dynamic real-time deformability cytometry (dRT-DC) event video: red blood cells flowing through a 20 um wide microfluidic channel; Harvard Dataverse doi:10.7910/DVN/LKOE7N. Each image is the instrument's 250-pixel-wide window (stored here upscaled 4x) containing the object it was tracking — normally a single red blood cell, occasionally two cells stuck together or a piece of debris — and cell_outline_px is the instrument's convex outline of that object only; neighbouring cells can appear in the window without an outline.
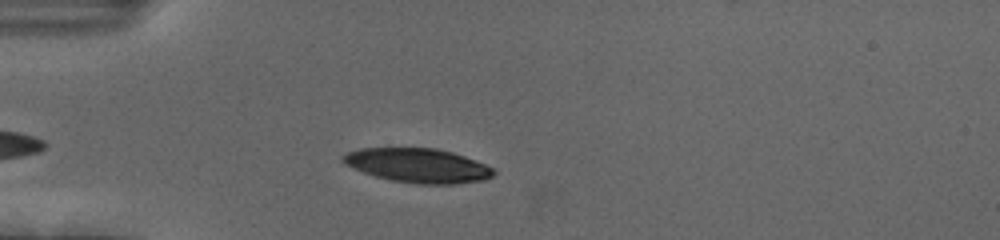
{"species": "human", "species_latin": "Homo sapiens", "temperature_condition": "cold", "stored_images_in_passage": 44, "camera_frame_rate_fps": 3000, "um_per_image_px": 0.085, "donor": {"sex": "female"}, "frame": {"image": 1, "passage_image": 5, "time_ms": 1.333, "image_size_px": [1000, 240], "cell_outline_px": [[496, 172], [492, 176], [484, 180], [452, 184], [420, 184], [392, 180], [376, 176], [352, 168], [344, 164], [340, 160], [340, 156], [348, 152], [360, 148], [436, 148], [452, 152], [476, 160], [496, 168]], "centroid_in_image_um": [35.53, 14.06], "position_along_channel_um": 49.5, "area_um2": 30.17}}
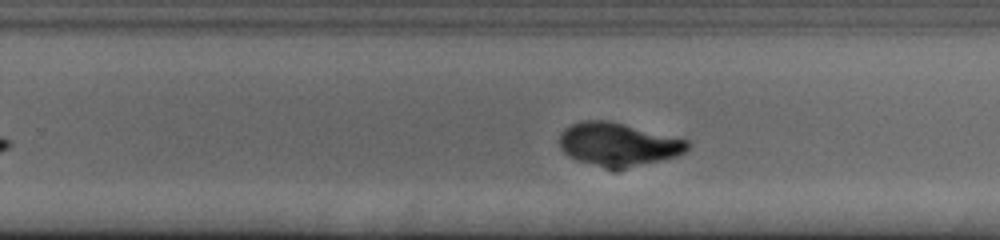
{"frame": {"image": 2, "passage_image": 25, "time_ms": 8.0, "image_size_px": [1000, 240], "cell_outline_px": [[692, 144], [684, 152], [676, 156], [616, 172], [612, 172], [576, 160], [568, 156], [560, 148], [560, 132], [564, 128], [580, 120], [608, 120], [688, 140]], "centroid_in_image_um": [52.51, 12.31], "position_along_channel_um": 277.3, "area_um2": 33.0}}
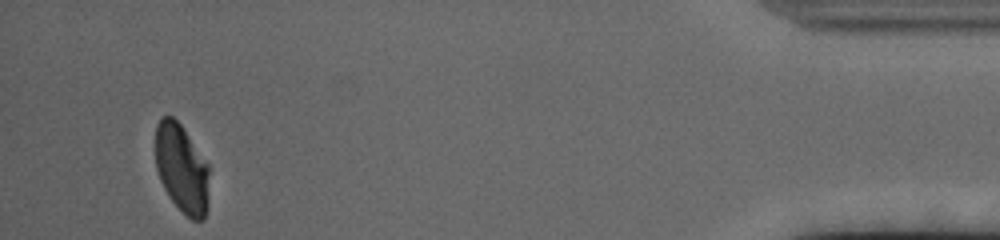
{"frame": {"image": 3, "passage_image": 42, "time_ms": 13.667, "image_size_px": [1000, 240], "cell_outline_px": [[208, 208], [204, 220], [192, 220], [168, 196], [160, 180], [156, 168], [156, 124], [160, 116], [172, 116], [180, 124], [208, 164]], "centroid_in_image_um": [15.44, 14.33], "position_along_channel_um": 419.8, "area_um2": 27.63}, "authors_computed_cell_mechanics": {"area_um2": 31.212, "velocity_mm_per_s": 3.6925, "shape_relaxation_time_tau1_ms": 4.6625, "shape_relaxation_time_tau2_ms": 1.8018, "deformation_change_tau1": 0.1751, "deformation_change_tau2": 0.0636}}